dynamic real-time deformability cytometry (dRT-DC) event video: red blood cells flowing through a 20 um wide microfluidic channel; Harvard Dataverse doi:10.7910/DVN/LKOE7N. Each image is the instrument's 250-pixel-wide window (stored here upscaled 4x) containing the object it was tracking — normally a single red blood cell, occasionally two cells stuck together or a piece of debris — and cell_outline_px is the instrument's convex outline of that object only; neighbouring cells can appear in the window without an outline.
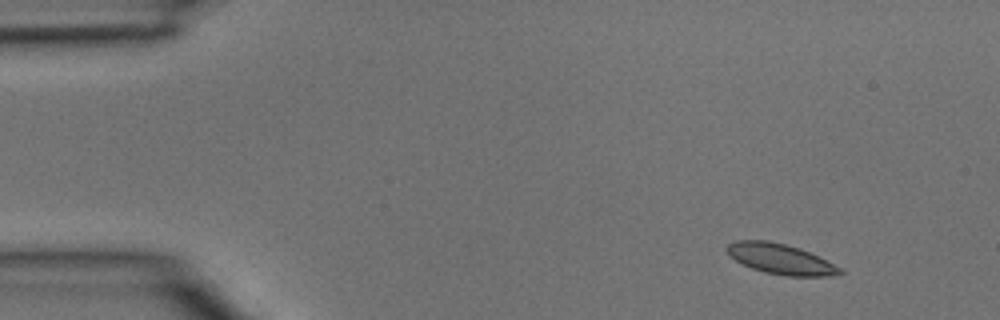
{"species": "common noctule bat (a hibernating species)", "species_latin": "Nyctalus noctula", "temperature_condition": "room temperature", "stored_images_in_passage": 3, "camera_frame_rate_fps": 3000, "um_per_image_px": 0.085, "animal": {"sex": "male", "body_mass_g": 15.6}, "frame": {"image": 1, "passage_image": 1, "time_ms": 0.0, "image_size_px": [1000, 320], "cell_outline_px": [[844, 272], [828, 276], [788, 276], [764, 272], [752, 268], [736, 260], [724, 248], [728, 244], [736, 240], [768, 240], [800, 248], [840, 268]], "centroid_in_image_um": [66.29, 22.0], "position_along_channel_um": 18.7, "area_um2": 19.54}}
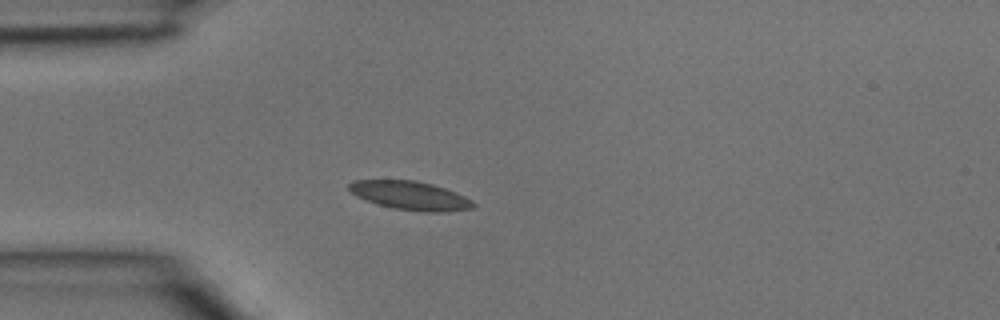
{"frame": {"image": 2, "passage_image": 3, "time_ms": 0.667, "image_size_px": [1000, 320], "cell_outline_px": [[476, 204], [472, 208], [440, 212], [424, 212], [392, 208], [376, 204], [356, 196], [348, 188], [348, 184], [352, 180], [416, 180], [432, 184], [456, 192], [472, 200]], "centroid_in_image_um": [34.85, 16.62], "position_along_channel_um": 50.2, "area_um2": 20.75}}